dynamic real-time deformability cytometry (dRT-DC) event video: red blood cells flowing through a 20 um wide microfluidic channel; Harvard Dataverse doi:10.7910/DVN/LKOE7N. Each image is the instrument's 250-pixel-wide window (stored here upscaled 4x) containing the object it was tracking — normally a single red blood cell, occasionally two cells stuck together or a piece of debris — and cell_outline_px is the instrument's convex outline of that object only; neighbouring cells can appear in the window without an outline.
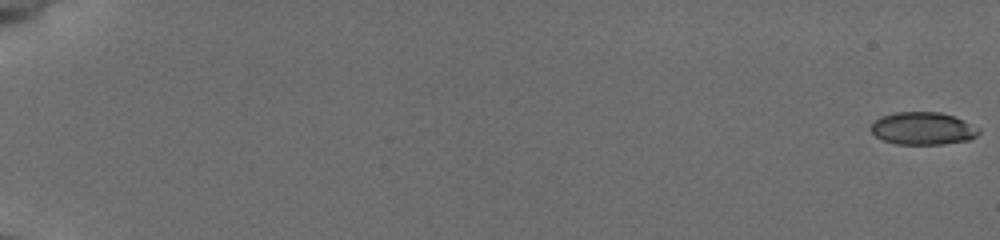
{"species": "common noctule bat (a hibernating species)", "species_latin": "Nyctalus noctula", "temperature_condition": "cold", "stored_images_in_passage": 55, "camera_frame_rate_fps": 3000, "um_per_image_px": 0.085, "animal": {"sex": "female", "body_mass_g": 19.5, "forearm_length_mm": 54.1}, "frame": {"image": 1, "passage_image": 1, "time_ms": 0.0, "image_size_px": [1000, 240], "cell_outline_px": [[980, 132], [976, 136], [968, 140], [944, 144], [896, 144], [884, 140], [876, 136], [868, 128], [880, 116], [896, 112], [940, 112], [956, 116], [980, 128]], "centroid_in_image_um": [78.46, 10.91], "position_along_channel_um": 6.5, "area_um2": 20.63}}
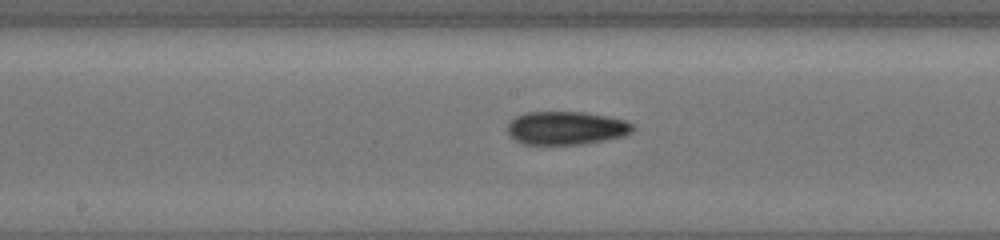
{"frame": {"image": 2, "passage_image": 32, "time_ms": 10.333, "image_size_px": [1000, 240], "cell_outline_px": [[632, 132], [624, 136], [584, 144], [524, 144], [516, 140], [508, 132], [508, 124], [516, 116], [524, 112], [584, 112], [608, 116], [624, 120], [632, 124]], "centroid_in_image_um": [48.13, 10.88], "position_along_channel_um": 200.1, "area_um2": 24.16}}
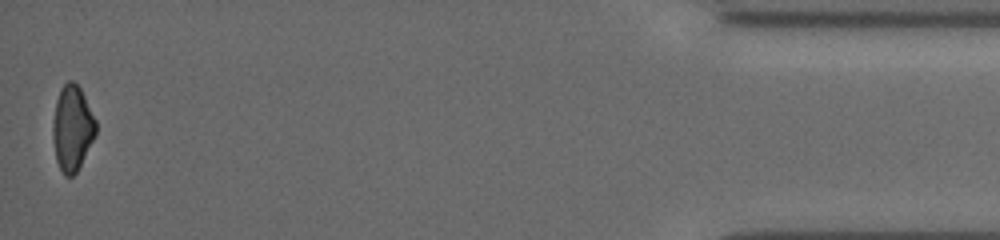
{"frame": {"image": 3, "passage_image": 55, "time_ms": 18.0, "image_size_px": [1000, 240], "cell_outline_px": [[96, 136], [76, 172], [72, 176], [64, 176], [56, 160], [52, 136], [52, 124], [56, 100], [60, 88], [68, 80], [72, 80], [80, 88], [96, 120]], "centroid_in_image_um": [6.13, 10.89], "position_along_channel_um": 429.1, "area_um2": 21.44}, "authors_computed_cell_mechanics": {"area_um2": 22.5998, "velocity_mm_per_s": 3.9534, "shape_relaxation_time_tau1_ms": null, "shape_relaxation_time_tau2_ms": 4.2962, "deformation_change_tau1": null, "deformation_change_tau2": 0.1062}}